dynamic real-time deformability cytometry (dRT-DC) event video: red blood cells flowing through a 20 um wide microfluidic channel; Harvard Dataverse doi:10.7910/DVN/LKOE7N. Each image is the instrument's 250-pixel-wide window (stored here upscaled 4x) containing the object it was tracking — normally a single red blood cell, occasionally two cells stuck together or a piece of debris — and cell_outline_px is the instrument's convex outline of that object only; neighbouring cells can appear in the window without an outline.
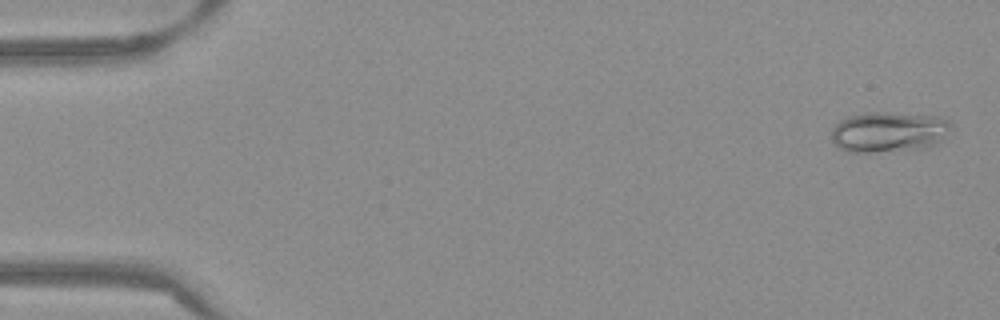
{"species": "Egyptian fruit bat (a non-hibernating species)", "species_latin": "Rousettus aegyptiacus", "temperature_condition": "warm", "stored_images_in_passage": 53, "camera_frame_rate_fps": 3000, "um_per_image_px": 0.085, "frame": {"image": 1, "passage_image": 2, "time_ms": 0.333, "image_size_px": [1000, 320], "cell_outline_px": [[948, 124], [944, 140], [936, 144], [924, 148], [872, 152], [844, 152], [832, 140], [832, 128], [844, 116], [864, 112], [884, 112], [936, 116], [948, 120]], "centroid_in_image_um": [75.47, 11.21], "position_along_channel_um": 9.5, "area_um2": 28.15}}
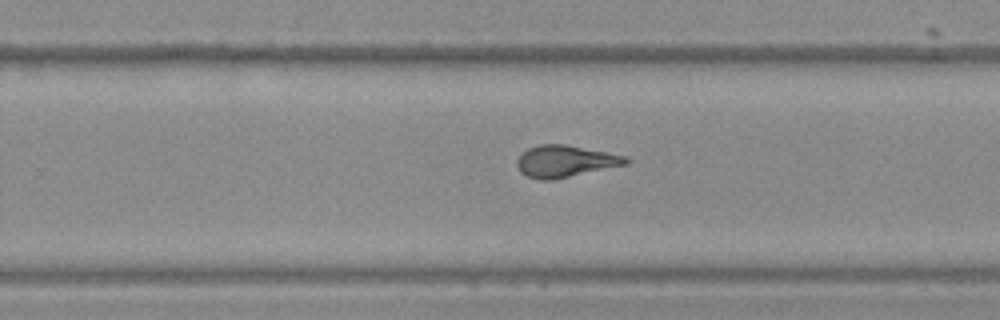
{"frame": {"image": 2, "passage_image": 34, "time_ms": 11.0, "image_size_px": [1000, 320], "cell_outline_px": [[632, 160], [628, 164], [552, 180], [540, 180], [528, 176], [520, 172], [516, 164], [516, 160], [528, 148], [540, 144], [564, 144], [608, 152], [628, 156]], "centroid_in_image_um": [48.08, 13.7], "position_along_channel_um": 281.7, "area_um2": 20.23}}
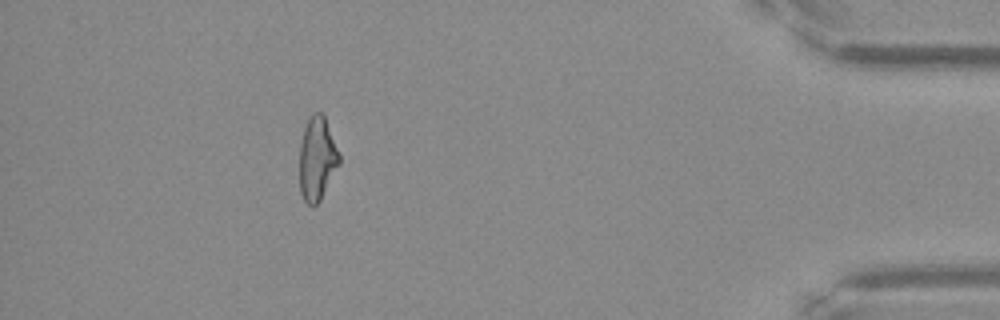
{"frame": {"image": 3, "passage_image": 48, "time_ms": 15.667, "image_size_px": [1000, 320], "cell_outline_px": [[340, 164], [320, 200], [312, 208], [304, 200], [300, 192], [300, 144], [304, 128], [312, 112], [320, 112], [324, 116], [340, 156]], "centroid_in_image_um": [26.95, 13.51], "position_along_channel_um": 408.3, "area_um2": 19.19}, "authors_computed_cell_mechanics": {"area_um2": 20.3456, "velocity_mm_per_s": 3.8484, "shape_relaxation_time_tau1_ms": 9.8839, "shape_relaxation_time_tau2_ms": 1.49, "deformation_change_tau1": 0.2493, "deformation_change_tau2": 0.057}}